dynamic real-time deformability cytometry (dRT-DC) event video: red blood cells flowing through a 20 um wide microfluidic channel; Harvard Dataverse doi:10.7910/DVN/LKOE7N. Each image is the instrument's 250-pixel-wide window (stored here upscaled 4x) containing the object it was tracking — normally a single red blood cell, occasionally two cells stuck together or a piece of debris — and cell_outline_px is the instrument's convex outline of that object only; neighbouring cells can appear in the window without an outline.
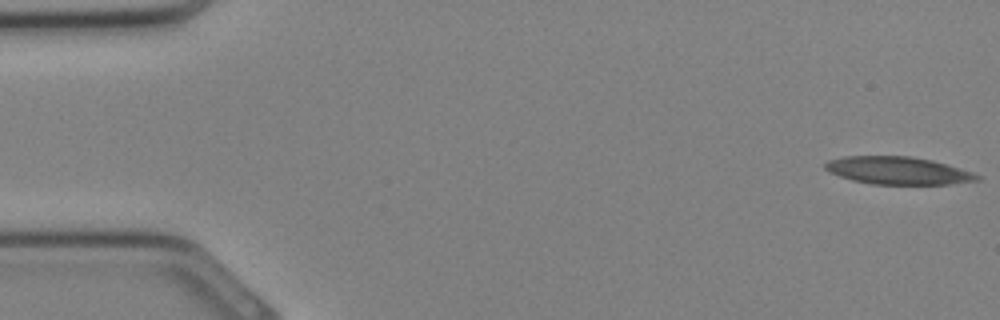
{"species": "Egyptian fruit bat (a non-hibernating species)", "species_latin": "Rousettus aegyptiacus", "temperature_condition": "cold", "stored_images_in_passage": 12, "camera_frame_rate_fps": 3000, "um_per_image_px": 0.085, "animal": {"sex": "female"}, "frame": {"image": 1, "passage_image": 1, "time_ms": 0.0, "image_size_px": [1000, 320], "cell_outline_px": [[980, 180], [948, 184], [872, 184], [852, 180], [828, 172], [824, 168], [824, 164], [828, 160], [844, 156], [912, 156], [932, 160], [960, 168], [972, 172], [980, 176]], "centroid_in_image_um": [76.3, 14.49], "position_along_channel_um": 8.7, "area_um2": 24.45}}
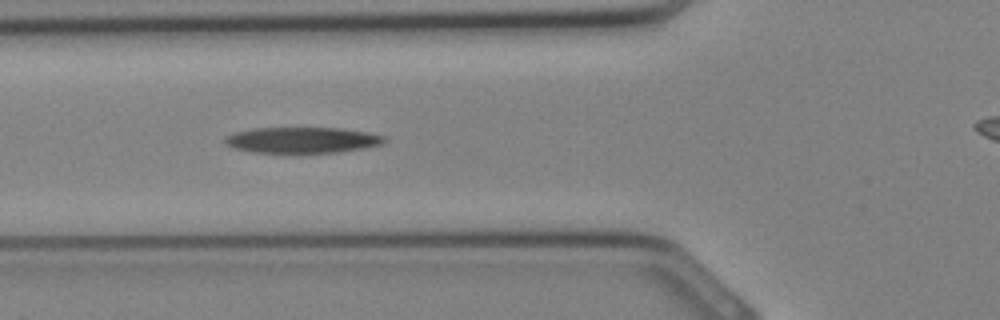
{"frame": {"image": 2, "passage_image": 12, "time_ms": 3.667, "image_size_px": [1000, 320], "cell_outline_px": [[388, 140], [380, 144], [364, 148], [340, 152], [296, 156], [252, 152], [232, 148], [224, 144], [224, 140], [232, 132], [252, 128], [344, 128], [368, 132], [388, 136]], "centroid_in_image_um": [25.67, 11.95], "position_along_channel_um": 100.1, "area_um2": 25.49}}